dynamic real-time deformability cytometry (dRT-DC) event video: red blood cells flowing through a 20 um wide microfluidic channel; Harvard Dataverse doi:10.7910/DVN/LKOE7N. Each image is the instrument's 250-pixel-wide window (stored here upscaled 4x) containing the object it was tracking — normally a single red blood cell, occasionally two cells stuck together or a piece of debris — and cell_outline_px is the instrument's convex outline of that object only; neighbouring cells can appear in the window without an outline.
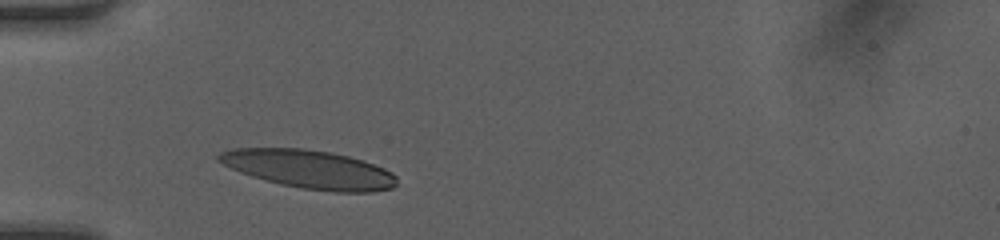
{"species": "human", "species_latin": "Homo sapiens", "temperature_condition": "room temperature", "stored_images_in_passage": 29, "camera_frame_rate_fps": 3000, "um_per_image_px": 0.085, "donor": {"sex": "female"}, "frame": {"image": 1, "passage_image": 1, "time_ms": 0.0, "image_size_px": [1000, 240], "cell_outline_px": [[396, 184], [392, 188], [372, 192], [332, 192], [300, 188], [252, 176], [240, 172], [216, 160], [216, 156], [220, 152], [232, 148], [304, 148], [332, 152], [348, 156], [384, 168], [392, 172], [396, 176]], "centroid_in_image_um": [26.29, 14.38], "position_along_channel_um": 58.7, "area_um2": 39.65}}
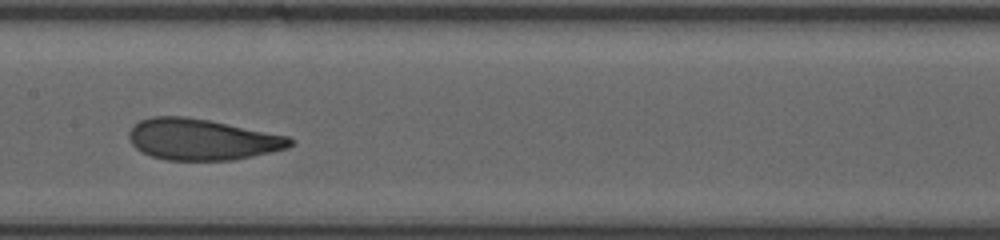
{"frame": {"image": 2, "passage_image": 11, "time_ms": 3.333, "image_size_px": [1000, 240], "cell_outline_px": [[296, 140], [288, 148], [252, 156], [232, 160], [164, 160], [152, 156], [136, 148], [132, 144], [128, 136], [128, 132], [140, 120], [152, 116], [184, 116], [208, 120], [288, 136]], "centroid_in_image_um": [17.17, 11.85], "position_along_channel_um": 190.2, "area_um2": 38.44}}
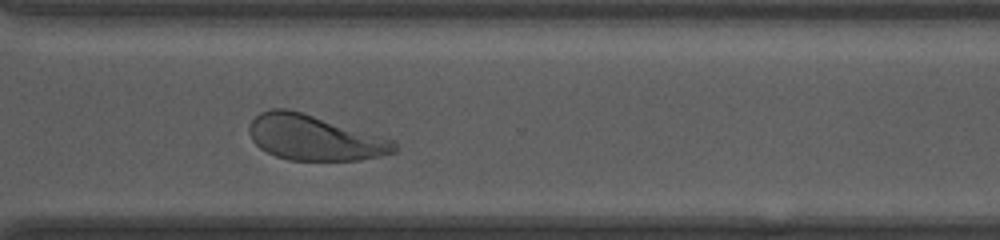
{"frame": {"image": 3, "passage_image": 22, "time_ms": 7.0, "image_size_px": [1000, 240], "cell_outline_px": [[396, 152], [360, 160], [288, 160], [276, 156], [260, 148], [252, 140], [248, 132], [248, 124], [260, 112], [272, 108], [288, 108], [396, 140]], "centroid_in_image_um": [26.71, 11.7], "position_along_channel_um": 343.9, "area_um2": 38.32}, "authors_computed_cell_mechanics": {"area_um2": 38.7838, "velocity_mm_per_s": 4.2122, "shape_relaxation_time_tau1_ms": 3.0795, "shape_relaxation_time_tau2_ms": 0.9847, "deformation_change_tau1": 0.1431, "deformation_change_tau2": 0.0796}}